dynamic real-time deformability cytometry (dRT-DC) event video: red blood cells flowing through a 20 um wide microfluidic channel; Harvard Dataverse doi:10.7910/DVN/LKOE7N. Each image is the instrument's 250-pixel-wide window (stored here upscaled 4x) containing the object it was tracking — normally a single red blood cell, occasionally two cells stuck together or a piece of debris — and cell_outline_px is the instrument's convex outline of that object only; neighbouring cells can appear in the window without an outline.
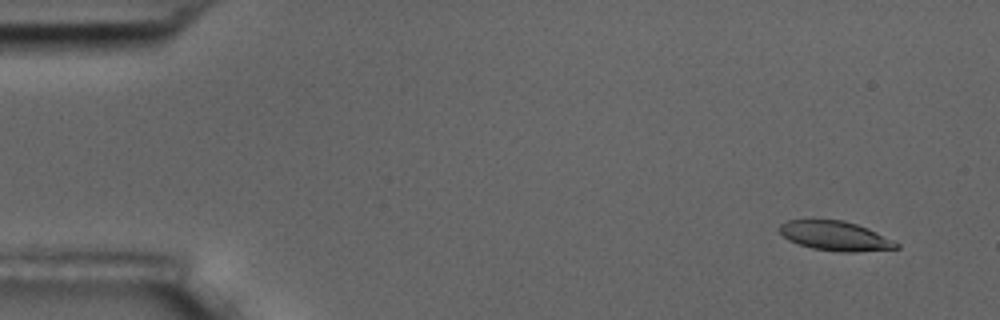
{"species": "common noctule bat (a hibernating species)", "species_latin": "Nyctalus noctula", "temperature_condition": "room temperature", "stored_images_in_passage": 6, "camera_frame_rate_fps": 3000, "um_per_image_px": 0.085, "animal": {"sex": "male", "body_mass_g": 17.5, "forearm_length_mm": 52.3}, "frame": {"image": 1, "passage_image": 1, "time_ms": 0.0, "image_size_px": [1000, 320], "cell_outline_px": [[900, 248], [856, 252], [840, 252], [812, 248], [788, 240], [780, 232], [780, 224], [788, 220], [844, 220], [868, 228], [900, 244]], "centroid_in_image_um": [71.01, 20.06], "position_along_channel_um": 14.0, "area_um2": 19.88}}
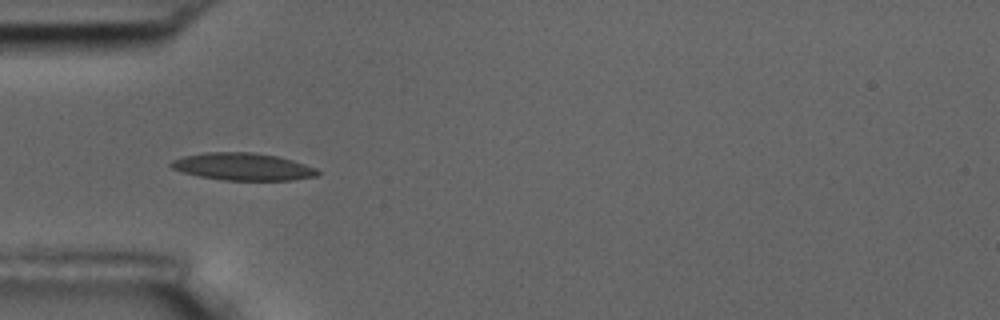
{"frame": {"image": 2, "passage_image": 5, "time_ms": 4.667, "image_size_px": [1000, 320], "cell_outline_px": [[320, 172], [316, 176], [292, 180], [224, 180], [200, 176], [184, 172], [172, 168], [168, 164], [172, 160], [184, 156], [204, 152], [252, 152], [276, 156], [292, 160], [316, 168]], "centroid_in_image_um": [20.63, 14.16], "position_along_channel_um": 64.4, "area_um2": 23.18}}